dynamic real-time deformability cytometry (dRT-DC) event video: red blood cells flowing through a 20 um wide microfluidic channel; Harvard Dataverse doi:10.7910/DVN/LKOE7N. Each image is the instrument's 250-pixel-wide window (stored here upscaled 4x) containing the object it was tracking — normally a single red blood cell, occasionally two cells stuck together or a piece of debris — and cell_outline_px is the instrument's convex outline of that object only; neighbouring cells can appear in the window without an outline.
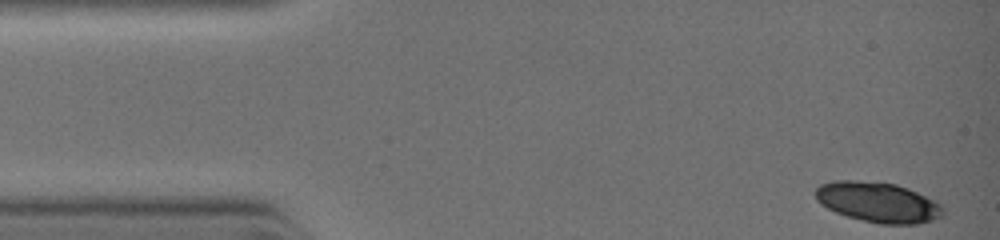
{"species": "common noctule bat (a hibernating species)", "species_latin": "Nyctalus noctula", "temperature_condition": "warm", "stored_images_in_passage": 53, "camera_frame_rate_fps": 3000, "um_per_image_px": 0.085, "animal": {"sex": "female", "body_mass_g": 19.0, "forearm_length_mm": 51.5}, "frame": {"image": 1, "passage_image": 1, "time_ms": 0.0, "image_size_px": [1000, 240], "cell_outline_px": [[944, 216], [932, 220], [916, 224], [880, 224], [848, 216], [836, 212], [820, 204], [816, 200], [816, 188], [820, 184], [832, 180], [856, 180], [896, 184], [908, 188], [940, 204], [944, 208]], "centroid_in_image_um": [74.62, 17.18], "position_along_channel_um": 10.4, "area_um2": 29.77}}